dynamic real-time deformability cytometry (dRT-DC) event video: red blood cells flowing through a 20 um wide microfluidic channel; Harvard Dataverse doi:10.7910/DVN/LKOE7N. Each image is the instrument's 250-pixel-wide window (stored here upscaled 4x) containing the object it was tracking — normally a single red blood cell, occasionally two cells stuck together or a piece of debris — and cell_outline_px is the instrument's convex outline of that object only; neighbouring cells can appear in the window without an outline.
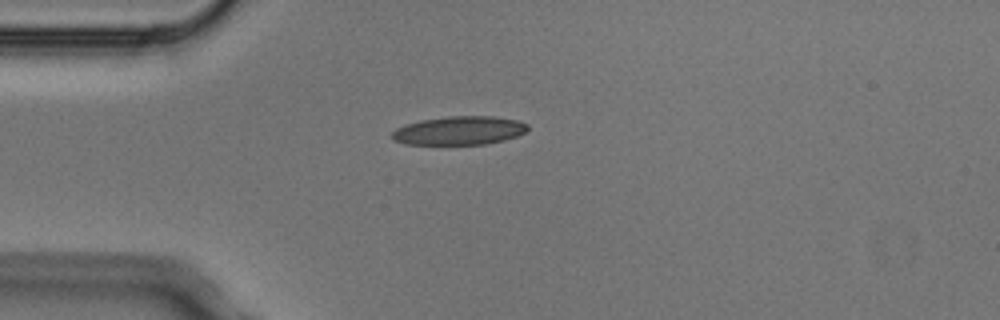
{"species": "Egyptian fruit bat (a non-hibernating species)", "species_latin": "Rousettus aegyptiacus", "temperature_condition": "cold", "stored_images_in_passage": 1, "camera_frame_rate_fps": 3000, "um_per_image_px": 0.085, "animal": {"sex": "male"}, "frame": {"image": 1, "passage_image": 1, "time_ms": 0.0, "image_size_px": [1000, 320], "cell_outline_px": [[528, 128], [524, 132], [516, 136], [504, 140], [484, 144], [404, 144], [392, 140], [392, 132], [396, 128], [420, 120], [448, 116], [496, 116], [516, 120], [528, 124]], "centroid_in_image_um": [39.02, 11.09], "position_along_channel_um": 46.0, "area_um2": 22.54}}